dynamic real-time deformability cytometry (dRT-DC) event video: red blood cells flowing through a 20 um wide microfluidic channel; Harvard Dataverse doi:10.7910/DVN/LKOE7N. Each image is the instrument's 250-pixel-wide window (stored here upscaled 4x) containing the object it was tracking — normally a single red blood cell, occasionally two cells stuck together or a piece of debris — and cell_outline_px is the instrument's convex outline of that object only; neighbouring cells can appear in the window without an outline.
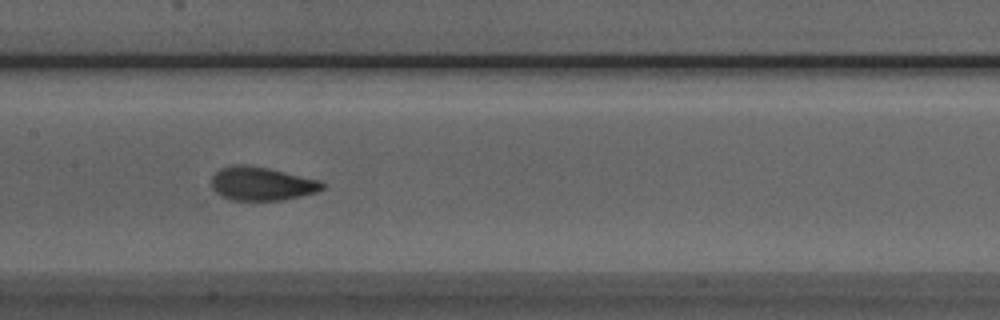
{"species": "Egyptian fruit bat (a non-hibernating species)", "species_latin": "Rousettus aegyptiacus", "temperature_condition": "room temperature", "stored_images_in_passage": 15, "camera_frame_rate_fps": 3000, "um_per_image_px": 0.085, "animal": {"sex": "male"}, "frame": {"image": 1, "passage_image": 13, "time_ms": 4.0, "image_size_px": [1000, 320], "cell_outline_px": [[324, 188], [316, 192], [284, 200], [232, 200], [220, 196], [212, 188], [212, 176], [220, 168], [236, 164], [244, 164], [268, 168], [320, 180], [324, 184]], "centroid_in_image_um": [22.23, 15.61], "position_along_channel_um": 185.2, "area_um2": 21.68}}